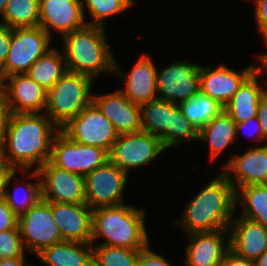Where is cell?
Wrapping results in <instances>:
<instances>
[{
	"label": "cell",
	"instance_id": "obj_1",
	"mask_svg": "<svg viewBox=\"0 0 267 266\" xmlns=\"http://www.w3.org/2000/svg\"><path fill=\"white\" fill-rule=\"evenodd\" d=\"M59 130L42 112L6 113L0 132L2 161L17 170L29 171L33 165L38 169L50 160L53 137Z\"/></svg>",
	"mask_w": 267,
	"mask_h": 266
},
{
	"label": "cell",
	"instance_id": "obj_2",
	"mask_svg": "<svg viewBox=\"0 0 267 266\" xmlns=\"http://www.w3.org/2000/svg\"><path fill=\"white\" fill-rule=\"evenodd\" d=\"M183 210L175 224L186 234L229 229L237 212L236 191L227 176L220 171L186 203Z\"/></svg>",
	"mask_w": 267,
	"mask_h": 266
},
{
	"label": "cell",
	"instance_id": "obj_3",
	"mask_svg": "<svg viewBox=\"0 0 267 266\" xmlns=\"http://www.w3.org/2000/svg\"><path fill=\"white\" fill-rule=\"evenodd\" d=\"M146 212L130 204L92 209V245H110L120 248L144 249L149 242ZM105 240V241H104Z\"/></svg>",
	"mask_w": 267,
	"mask_h": 266
},
{
	"label": "cell",
	"instance_id": "obj_4",
	"mask_svg": "<svg viewBox=\"0 0 267 266\" xmlns=\"http://www.w3.org/2000/svg\"><path fill=\"white\" fill-rule=\"evenodd\" d=\"M106 28L85 25L61 37L67 71L90 77L114 75L115 57L106 37Z\"/></svg>",
	"mask_w": 267,
	"mask_h": 266
},
{
	"label": "cell",
	"instance_id": "obj_5",
	"mask_svg": "<svg viewBox=\"0 0 267 266\" xmlns=\"http://www.w3.org/2000/svg\"><path fill=\"white\" fill-rule=\"evenodd\" d=\"M93 82L88 76L66 71L47 91L44 113L59 129L92 102Z\"/></svg>",
	"mask_w": 267,
	"mask_h": 266
},
{
	"label": "cell",
	"instance_id": "obj_6",
	"mask_svg": "<svg viewBox=\"0 0 267 266\" xmlns=\"http://www.w3.org/2000/svg\"><path fill=\"white\" fill-rule=\"evenodd\" d=\"M52 38L41 27L13 28L9 52L0 68L2 78L27 73L30 66L52 48Z\"/></svg>",
	"mask_w": 267,
	"mask_h": 266
},
{
	"label": "cell",
	"instance_id": "obj_7",
	"mask_svg": "<svg viewBox=\"0 0 267 266\" xmlns=\"http://www.w3.org/2000/svg\"><path fill=\"white\" fill-rule=\"evenodd\" d=\"M108 160L105 149L75 142L61 129L53 137L49 161L58 168L85 177Z\"/></svg>",
	"mask_w": 267,
	"mask_h": 266
},
{
	"label": "cell",
	"instance_id": "obj_8",
	"mask_svg": "<svg viewBox=\"0 0 267 266\" xmlns=\"http://www.w3.org/2000/svg\"><path fill=\"white\" fill-rule=\"evenodd\" d=\"M167 151L161 140L146 131L120 134L109 152V160L129 175V170L144 167Z\"/></svg>",
	"mask_w": 267,
	"mask_h": 266
},
{
	"label": "cell",
	"instance_id": "obj_9",
	"mask_svg": "<svg viewBox=\"0 0 267 266\" xmlns=\"http://www.w3.org/2000/svg\"><path fill=\"white\" fill-rule=\"evenodd\" d=\"M61 130L73 141L110 152L119 137L112 122L91 102Z\"/></svg>",
	"mask_w": 267,
	"mask_h": 266
},
{
	"label": "cell",
	"instance_id": "obj_10",
	"mask_svg": "<svg viewBox=\"0 0 267 266\" xmlns=\"http://www.w3.org/2000/svg\"><path fill=\"white\" fill-rule=\"evenodd\" d=\"M18 228L24 247L33 255L43 249L64 241L53 218L50 202L39 200L18 216Z\"/></svg>",
	"mask_w": 267,
	"mask_h": 266
},
{
	"label": "cell",
	"instance_id": "obj_11",
	"mask_svg": "<svg viewBox=\"0 0 267 266\" xmlns=\"http://www.w3.org/2000/svg\"><path fill=\"white\" fill-rule=\"evenodd\" d=\"M129 175L108 160L84 177L86 204L92 208L124 204Z\"/></svg>",
	"mask_w": 267,
	"mask_h": 266
},
{
	"label": "cell",
	"instance_id": "obj_12",
	"mask_svg": "<svg viewBox=\"0 0 267 266\" xmlns=\"http://www.w3.org/2000/svg\"><path fill=\"white\" fill-rule=\"evenodd\" d=\"M199 64L177 60L156 70L157 98L179 104L200 91Z\"/></svg>",
	"mask_w": 267,
	"mask_h": 266
},
{
	"label": "cell",
	"instance_id": "obj_13",
	"mask_svg": "<svg viewBox=\"0 0 267 266\" xmlns=\"http://www.w3.org/2000/svg\"><path fill=\"white\" fill-rule=\"evenodd\" d=\"M41 199L47 202L86 203L84 177L53 165L49 160L36 169Z\"/></svg>",
	"mask_w": 267,
	"mask_h": 266
},
{
	"label": "cell",
	"instance_id": "obj_14",
	"mask_svg": "<svg viewBox=\"0 0 267 266\" xmlns=\"http://www.w3.org/2000/svg\"><path fill=\"white\" fill-rule=\"evenodd\" d=\"M156 65L152 58L143 54L129 72H125L115 58L114 75L121 77L123 89H119L132 103L142 105L157 98Z\"/></svg>",
	"mask_w": 267,
	"mask_h": 266
},
{
	"label": "cell",
	"instance_id": "obj_15",
	"mask_svg": "<svg viewBox=\"0 0 267 266\" xmlns=\"http://www.w3.org/2000/svg\"><path fill=\"white\" fill-rule=\"evenodd\" d=\"M257 68L253 63L237 72L224 64L215 68L200 65V91L224 107Z\"/></svg>",
	"mask_w": 267,
	"mask_h": 266
},
{
	"label": "cell",
	"instance_id": "obj_16",
	"mask_svg": "<svg viewBox=\"0 0 267 266\" xmlns=\"http://www.w3.org/2000/svg\"><path fill=\"white\" fill-rule=\"evenodd\" d=\"M6 113H41L45 111L47 91L27 73L3 79Z\"/></svg>",
	"mask_w": 267,
	"mask_h": 266
},
{
	"label": "cell",
	"instance_id": "obj_17",
	"mask_svg": "<svg viewBox=\"0 0 267 266\" xmlns=\"http://www.w3.org/2000/svg\"><path fill=\"white\" fill-rule=\"evenodd\" d=\"M40 17L38 26L53 39L52 30L64 35L86 25L80 0H39ZM86 15V16H85Z\"/></svg>",
	"mask_w": 267,
	"mask_h": 266
},
{
	"label": "cell",
	"instance_id": "obj_18",
	"mask_svg": "<svg viewBox=\"0 0 267 266\" xmlns=\"http://www.w3.org/2000/svg\"><path fill=\"white\" fill-rule=\"evenodd\" d=\"M187 236L189 242L183 261L186 266H220L230 250L228 229L193 232Z\"/></svg>",
	"mask_w": 267,
	"mask_h": 266
},
{
	"label": "cell",
	"instance_id": "obj_19",
	"mask_svg": "<svg viewBox=\"0 0 267 266\" xmlns=\"http://www.w3.org/2000/svg\"><path fill=\"white\" fill-rule=\"evenodd\" d=\"M223 168L235 191L250 184H267V144L234 154Z\"/></svg>",
	"mask_w": 267,
	"mask_h": 266
},
{
	"label": "cell",
	"instance_id": "obj_20",
	"mask_svg": "<svg viewBox=\"0 0 267 266\" xmlns=\"http://www.w3.org/2000/svg\"><path fill=\"white\" fill-rule=\"evenodd\" d=\"M53 218L64 241L90 243L92 208L86 203L50 202Z\"/></svg>",
	"mask_w": 267,
	"mask_h": 266
},
{
	"label": "cell",
	"instance_id": "obj_21",
	"mask_svg": "<svg viewBox=\"0 0 267 266\" xmlns=\"http://www.w3.org/2000/svg\"><path fill=\"white\" fill-rule=\"evenodd\" d=\"M92 102L112 122L119 135L142 131L140 105L130 102L119 89L107 94H93Z\"/></svg>",
	"mask_w": 267,
	"mask_h": 266
},
{
	"label": "cell",
	"instance_id": "obj_22",
	"mask_svg": "<svg viewBox=\"0 0 267 266\" xmlns=\"http://www.w3.org/2000/svg\"><path fill=\"white\" fill-rule=\"evenodd\" d=\"M228 230L230 250L235 255L255 261L267 251V228L261 223L238 216Z\"/></svg>",
	"mask_w": 267,
	"mask_h": 266
},
{
	"label": "cell",
	"instance_id": "obj_23",
	"mask_svg": "<svg viewBox=\"0 0 267 266\" xmlns=\"http://www.w3.org/2000/svg\"><path fill=\"white\" fill-rule=\"evenodd\" d=\"M258 76H264V74L257 68L223 107L236 123L245 122L257 116L259 101L267 92V87L260 84Z\"/></svg>",
	"mask_w": 267,
	"mask_h": 266
},
{
	"label": "cell",
	"instance_id": "obj_24",
	"mask_svg": "<svg viewBox=\"0 0 267 266\" xmlns=\"http://www.w3.org/2000/svg\"><path fill=\"white\" fill-rule=\"evenodd\" d=\"M178 106L158 98L140 105L142 131L158 137L166 150L172 148L173 111Z\"/></svg>",
	"mask_w": 267,
	"mask_h": 266
},
{
	"label": "cell",
	"instance_id": "obj_25",
	"mask_svg": "<svg viewBox=\"0 0 267 266\" xmlns=\"http://www.w3.org/2000/svg\"><path fill=\"white\" fill-rule=\"evenodd\" d=\"M36 257L45 266H93L91 243L62 241L43 249Z\"/></svg>",
	"mask_w": 267,
	"mask_h": 266
},
{
	"label": "cell",
	"instance_id": "obj_26",
	"mask_svg": "<svg viewBox=\"0 0 267 266\" xmlns=\"http://www.w3.org/2000/svg\"><path fill=\"white\" fill-rule=\"evenodd\" d=\"M236 137V122L224 109L198 132V141H204L210 148L211 161L235 142Z\"/></svg>",
	"mask_w": 267,
	"mask_h": 266
},
{
	"label": "cell",
	"instance_id": "obj_27",
	"mask_svg": "<svg viewBox=\"0 0 267 266\" xmlns=\"http://www.w3.org/2000/svg\"><path fill=\"white\" fill-rule=\"evenodd\" d=\"M66 71L63 52L52 47L30 66L27 74L48 91Z\"/></svg>",
	"mask_w": 267,
	"mask_h": 266
},
{
	"label": "cell",
	"instance_id": "obj_28",
	"mask_svg": "<svg viewBox=\"0 0 267 266\" xmlns=\"http://www.w3.org/2000/svg\"><path fill=\"white\" fill-rule=\"evenodd\" d=\"M239 202L243 206V212L239 216L261 223L267 228V184H250L238 188L236 210Z\"/></svg>",
	"mask_w": 267,
	"mask_h": 266
},
{
	"label": "cell",
	"instance_id": "obj_29",
	"mask_svg": "<svg viewBox=\"0 0 267 266\" xmlns=\"http://www.w3.org/2000/svg\"><path fill=\"white\" fill-rule=\"evenodd\" d=\"M20 172L27 173V177H34L38 178V181L35 183L33 182H26V174H23V178H25V182L16 185L15 180H17V172L14 173L13 179L15 188H13L14 192L11 190H6V202L8 206L13 210V212L20 216L24 212H26L31 206H34L39 200H41V190H40V178L38 172L33 169V171L28 172V170H20ZM24 182V184H23Z\"/></svg>",
	"mask_w": 267,
	"mask_h": 266
},
{
	"label": "cell",
	"instance_id": "obj_30",
	"mask_svg": "<svg viewBox=\"0 0 267 266\" xmlns=\"http://www.w3.org/2000/svg\"><path fill=\"white\" fill-rule=\"evenodd\" d=\"M178 105L184 116L192 123L198 132L223 109L221 104L203 94L201 91L194 97Z\"/></svg>",
	"mask_w": 267,
	"mask_h": 266
},
{
	"label": "cell",
	"instance_id": "obj_31",
	"mask_svg": "<svg viewBox=\"0 0 267 266\" xmlns=\"http://www.w3.org/2000/svg\"><path fill=\"white\" fill-rule=\"evenodd\" d=\"M39 17V0H9L1 23L11 29L36 27Z\"/></svg>",
	"mask_w": 267,
	"mask_h": 266
},
{
	"label": "cell",
	"instance_id": "obj_32",
	"mask_svg": "<svg viewBox=\"0 0 267 266\" xmlns=\"http://www.w3.org/2000/svg\"><path fill=\"white\" fill-rule=\"evenodd\" d=\"M82 4L83 13L86 11L90 14L91 22H86L87 25L105 26V20L111 16L119 13H124L132 5L134 0H80Z\"/></svg>",
	"mask_w": 267,
	"mask_h": 266
},
{
	"label": "cell",
	"instance_id": "obj_33",
	"mask_svg": "<svg viewBox=\"0 0 267 266\" xmlns=\"http://www.w3.org/2000/svg\"><path fill=\"white\" fill-rule=\"evenodd\" d=\"M93 266H137L142 249L120 248L110 245H92Z\"/></svg>",
	"mask_w": 267,
	"mask_h": 266
},
{
	"label": "cell",
	"instance_id": "obj_34",
	"mask_svg": "<svg viewBox=\"0 0 267 266\" xmlns=\"http://www.w3.org/2000/svg\"><path fill=\"white\" fill-rule=\"evenodd\" d=\"M185 140L198 141V131L184 116L180 107L178 106L173 111L172 148H178Z\"/></svg>",
	"mask_w": 267,
	"mask_h": 266
},
{
	"label": "cell",
	"instance_id": "obj_35",
	"mask_svg": "<svg viewBox=\"0 0 267 266\" xmlns=\"http://www.w3.org/2000/svg\"><path fill=\"white\" fill-rule=\"evenodd\" d=\"M25 251L19 229L0 231V259L25 258Z\"/></svg>",
	"mask_w": 267,
	"mask_h": 266
},
{
	"label": "cell",
	"instance_id": "obj_36",
	"mask_svg": "<svg viewBox=\"0 0 267 266\" xmlns=\"http://www.w3.org/2000/svg\"><path fill=\"white\" fill-rule=\"evenodd\" d=\"M137 266H172L168 260L161 254L153 252L150 244L140 250Z\"/></svg>",
	"mask_w": 267,
	"mask_h": 266
},
{
	"label": "cell",
	"instance_id": "obj_37",
	"mask_svg": "<svg viewBox=\"0 0 267 266\" xmlns=\"http://www.w3.org/2000/svg\"><path fill=\"white\" fill-rule=\"evenodd\" d=\"M18 228V216L8 206L6 199H0V231Z\"/></svg>",
	"mask_w": 267,
	"mask_h": 266
},
{
	"label": "cell",
	"instance_id": "obj_38",
	"mask_svg": "<svg viewBox=\"0 0 267 266\" xmlns=\"http://www.w3.org/2000/svg\"><path fill=\"white\" fill-rule=\"evenodd\" d=\"M250 127L253 129H251ZM240 131H244V134L251 138V140L254 138L253 140L263 142V145L264 143L267 144L263 140V133L261 130L260 122L257 120L256 117L248 119L245 122L236 123V135L241 133Z\"/></svg>",
	"mask_w": 267,
	"mask_h": 266
},
{
	"label": "cell",
	"instance_id": "obj_39",
	"mask_svg": "<svg viewBox=\"0 0 267 266\" xmlns=\"http://www.w3.org/2000/svg\"><path fill=\"white\" fill-rule=\"evenodd\" d=\"M254 1L255 22L261 38L267 34V0H252Z\"/></svg>",
	"mask_w": 267,
	"mask_h": 266
},
{
	"label": "cell",
	"instance_id": "obj_40",
	"mask_svg": "<svg viewBox=\"0 0 267 266\" xmlns=\"http://www.w3.org/2000/svg\"><path fill=\"white\" fill-rule=\"evenodd\" d=\"M19 172L15 167L9 165L7 162L0 163V199L6 196V190L13 182L14 173Z\"/></svg>",
	"mask_w": 267,
	"mask_h": 266
},
{
	"label": "cell",
	"instance_id": "obj_41",
	"mask_svg": "<svg viewBox=\"0 0 267 266\" xmlns=\"http://www.w3.org/2000/svg\"><path fill=\"white\" fill-rule=\"evenodd\" d=\"M12 29L0 22V68L4 65L11 43Z\"/></svg>",
	"mask_w": 267,
	"mask_h": 266
},
{
	"label": "cell",
	"instance_id": "obj_42",
	"mask_svg": "<svg viewBox=\"0 0 267 266\" xmlns=\"http://www.w3.org/2000/svg\"><path fill=\"white\" fill-rule=\"evenodd\" d=\"M256 118L260 122L261 130L263 133V140L267 143V92L259 101Z\"/></svg>",
	"mask_w": 267,
	"mask_h": 266
},
{
	"label": "cell",
	"instance_id": "obj_43",
	"mask_svg": "<svg viewBox=\"0 0 267 266\" xmlns=\"http://www.w3.org/2000/svg\"><path fill=\"white\" fill-rule=\"evenodd\" d=\"M220 266H254V261L241 258L229 250L225 254Z\"/></svg>",
	"mask_w": 267,
	"mask_h": 266
},
{
	"label": "cell",
	"instance_id": "obj_44",
	"mask_svg": "<svg viewBox=\"0 0 267 266\" xmlns=\"http://www.w3.org/2000/svg\"><path fill=\"white\" fill-rule=\"evenodd\" d=\"M26 258L0 259V266H29Z\"/></svg>",
	"mask_w": 267,
	"mask_h": 266
},
{
	"label": "cell",
	"instance_id": "obj_45",
	"mask_svg": "<svg viewBox=\"0 0 267 266\" xmlns=\"http://www.w3.org/2000/svg\"><path fill=\"white\" fill-rule=\"evenodd\" d=\"M254 266H267V251L262 253L255 261Z\"/></svg>",
	"mask_w": 267,
	"mask_h": 266
},
{
	"label": "cell",
	"instance_id": "obj_46",
	"mask_svg": "<svg viewBox=\"0 0 267 266\" xmlns=\"http://www.w3.org/2000/svg\"><path fill=\"white\" fill-rule=\"evenodd\" d=\"M0 109H5L4 83H0Z\"/></svg>",
	"mask_w": 267,
	"mask_h": 266
},
{
	"label": "cell",
	"instance_id": "obj_47",
	"mask_svg": "<svg viewBox=\"0 0 267 266\" xmlns=\"http://www.w3.org/2000/svg\"><path fill=\"white\" fill-rule=\"evenodd\" d=\"M264 43L267 45V34L262 38ZM256 59L259 61L258 63H261L262 61H267V52L266 53H259V55H256Z\"/></svg>",
	"mask_w": 267,
	"mask_h": 266
},
{
	"label": "cell",
	"instance_id": "obj_48",
	"mask_svg": "<svg viewBox=\"0 0 267 266\" xmlns=\"http://www.w3.org/2000/svg\"><path fill=\"white\" fill-rule=\"evenodd\" d=\"M9 0H0V17L3 19L5 8Z\"/></svg>",
	"mask_w": 267,
	"mask_h": 266
},
{
	"label": "cell",
	"instance_id": "obj_49",
	"mask_svg": "<svg viewBox=\"0 0 267 266\" xmlns=\"http://www.w3.org/2000/svg\"><path fill=\"white\" fill-rule=\"evenodd\" d=\"M258 69L260 71H267V61H262L259 65H258Z\"/></svg>",
	"mask_w": 267,
	"mask_h": 266
},
{
	"label": "cell",
	"instance_id": "obj_50",
	"mask_svg": "<svg viewBox=\"0 0 267 266\" xmlns=\"http://www.w3.org/2000/svg\"><path fill=\"white\" fill-rule=\"evenodd\" d=\"M5 114H6V110L5 109H0V132H1L2 120L5 117Z\"/></svg>",
	"mask_w": 267,
	"mask_h": 266
},
{
	"label": "cell",
	"instance_id": "obj_51",
	"mask_svg": "<svg viewBox=\"0 0 267 266\" xmlns=\"http://www.w3.org/2000/svg\"><path fill=\"white\" fill-rule=\"evenodd\" d=\"M0 83H5V82L3 81V78H2L1 72H0Z\"/></svg>",
	"mask_w": 267,
	"mask_h": 266
},
{
	"label": "cell",
	"instance_id": "obj_52",
	"mask_svg": "<svg viewBox=\"0 0 267 266\" xmlns=\"http://www.w3.org/2000/svg\"><path fill=\"white\" fill-rule=\"evenodd\" d=\"M264 75H266L267 76V71H261ZM267 82V81H266ZM265 82V84L264 85H267V83Z\"/></svg>",
	"mask_w": 267,
	"mask_h": 266
},
{
	"label": "cell",
	"instance_id": "obj_53",
	"mask_svg": "<svg viewBox=\"0 0 267 266\" xmlns=\"http://www.w3.org/2000/svg\"><path fill=\"white\" fill-rule=\"evenodd\" d=\"M2 162L1 145H0V163Z\"/></svg>",
	"mask_w": 267,
	"mask_h": 266
}]
</instances>
